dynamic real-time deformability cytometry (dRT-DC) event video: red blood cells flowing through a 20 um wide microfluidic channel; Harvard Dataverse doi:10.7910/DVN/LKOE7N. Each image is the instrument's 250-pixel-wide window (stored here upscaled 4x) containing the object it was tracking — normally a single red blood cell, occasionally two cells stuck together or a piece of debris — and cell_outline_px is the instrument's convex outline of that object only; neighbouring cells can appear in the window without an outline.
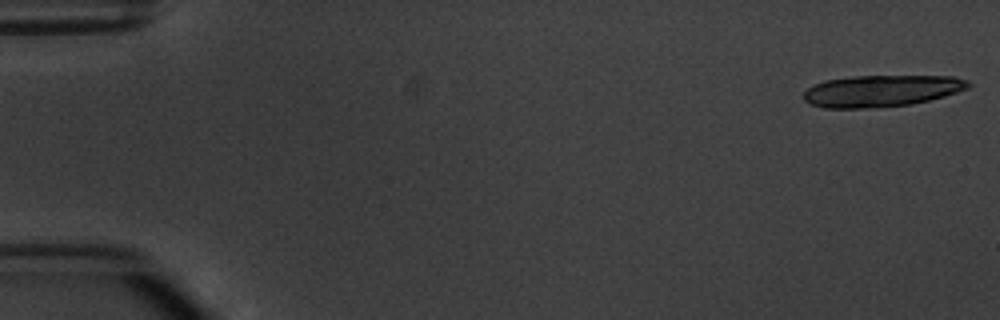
{"species": "common noctule bat (a hibernating species)", "species_latin": "Nyctalus noctula", "temperature_condition": "warm", "stored_images_in_passage": 6, "camera_frame_rate_fps": 3000, "um_per_image_px": 0.085, "animal": {"sex": "male", "body_mass_g": 20.1, "forearm_length_mm": 53.5}, "frame": {"image": 1, "passage_image": 1, "time_ms": 0.0, "image_size_px": [1000, 320], "cell_outline_px": [[972, 84], [968, 88], [944, 96], [928, 100], [908, 104], [872, 108], [824, 108], [808, 104], [804, 100], [804, 92], [812, 84], [824, 80], [852, 76], [956, 76], [968, 80]], "centroid_in_image_um": [74.89, 7.71], "position_along_channel_um": 10.1, "area_um2": 30.52}}